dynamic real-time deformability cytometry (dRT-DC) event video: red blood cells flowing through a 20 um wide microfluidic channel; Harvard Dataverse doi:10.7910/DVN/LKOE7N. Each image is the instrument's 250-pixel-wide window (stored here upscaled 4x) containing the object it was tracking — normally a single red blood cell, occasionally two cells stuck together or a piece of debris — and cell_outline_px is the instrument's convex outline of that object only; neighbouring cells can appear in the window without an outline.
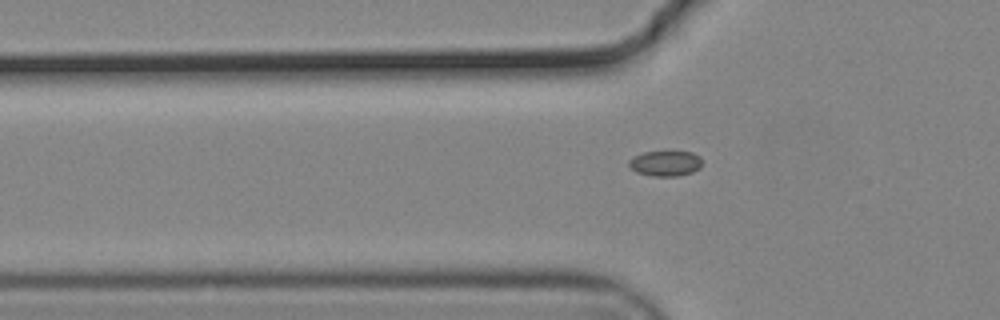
{"species": "common noctule bat (a hibernating species)", "species_latin": "Nyctalus noctula", "temperature_condition": "cold", "stored_images_in_passage": 32, "segment_of_instrument_passage": [1, 2], "camera_frame_rate_fps": 3000, "um_per_image_px": 0.085, "animal": {"sex": "male", "body_mass_g": 19.2, "forearm_length_mm": 51.8}, "frame": {"image": 1, "passage_image": 2, "time_ms": 0.333, "image_size_px": [1000, 320], "cell_outline_px": [[700, 168], [692, 172], [680, 176], [652, 176], [636, 172], [628, 164], [628, 160], [632, 156], [644, 152], [668, 148], [692, 152], [700, 156]], "centroid_in_image_um": [56.55, 13.82], "position_along_channel_um": 69.3, "area_um2": 11.5}}
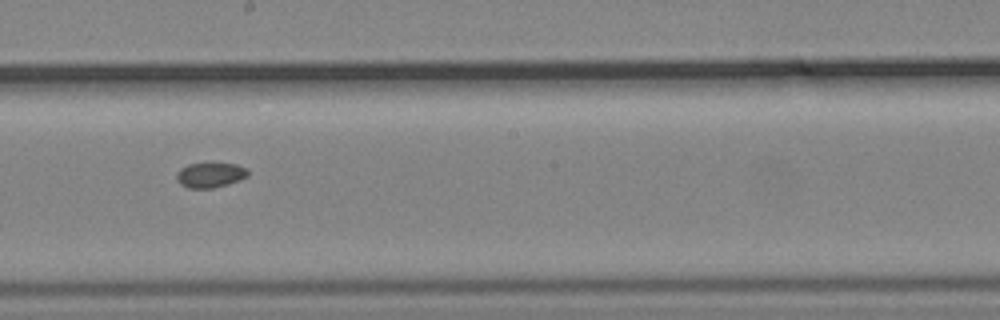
{"frame": {"image": 2, "passage_image": 15, "time_ms": 4.667, "image_size_px": [1000, 320], "cell_outline_px": [[248, 176], [240, 180], [228, 184], [212, 188], [188, 188], [180, 184], [176, 180], [176, 172], [180, 168], [188, 164], [236, 164], [248, 168]], "centroid_in_image_um": [17.86, 14.88], "position_along_channel_um": 230.3, "area_um2": 10.4}}
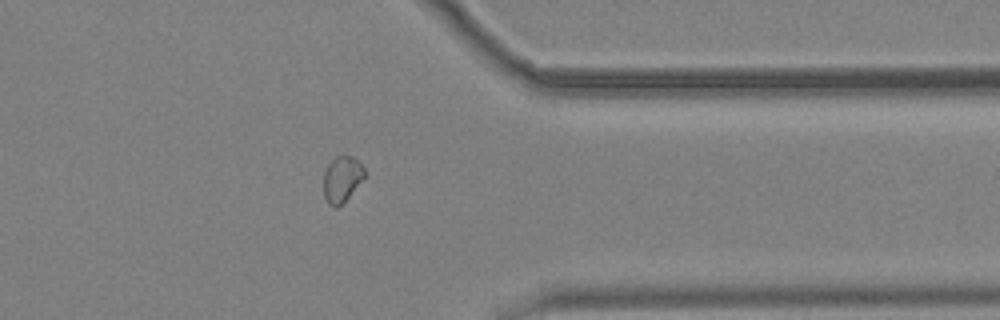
{"frame": {"image": 3, "passage_image": 28, "time_ms": 9.0, "image_size_px": [1000, 320], "cell_outline_px": [[368, 176], [336, 208], [328, 204], [324, 196], [324, 172], [328, 164], [336, 156], [352, 156], [368, 172]], "centroid_in_image_um": [29.1, 15.21], "position_along_channel_um": 382.3, "area_um2": 10.98}}